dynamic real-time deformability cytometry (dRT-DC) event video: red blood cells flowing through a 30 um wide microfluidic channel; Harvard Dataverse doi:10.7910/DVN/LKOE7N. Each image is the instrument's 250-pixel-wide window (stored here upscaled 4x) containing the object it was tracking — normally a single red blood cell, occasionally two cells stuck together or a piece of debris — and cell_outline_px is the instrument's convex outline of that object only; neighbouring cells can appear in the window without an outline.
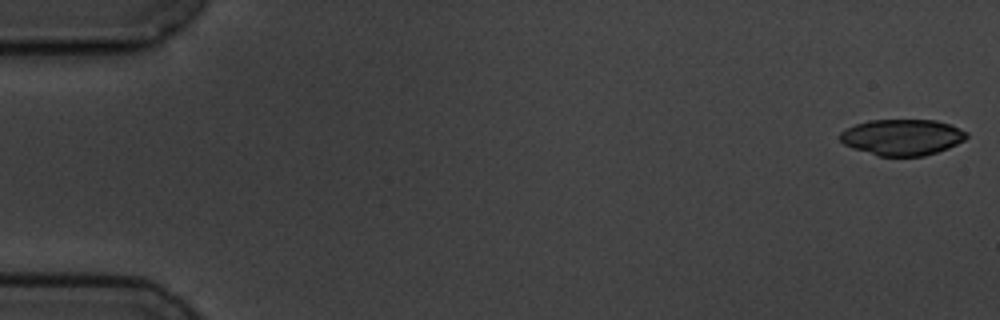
{"species": "common noctule bat (a hibernating species)", "species_latin": "Nyctalus noctula", "temperature_condition": "cold", "stored_images_in_passage": 5, "camera_frame_rate_fps": 3000, "um_per_image_px": 0.085, "animal": {"sex": "male", "body_mass_g": 19.5, "forearm_length_mm": 54.6}, "frame": {"image": 1, "passage_image": 1, "time_ms": 0.0, "image_size_px": [1000, 320], "cell_outline_px": [[968, 136], [964, 140], [948, 148], [924, 156], [880, 156], [852, 148], [844, 144], [840, 140], [840, 132], [856, 124], [868, 120], [936, 120], [952, 124], [968, 132]], "centroid_in_image_um": [76.71, 11.65], "position_along_channel_um": 8.3, "area_um2": 26.65}}
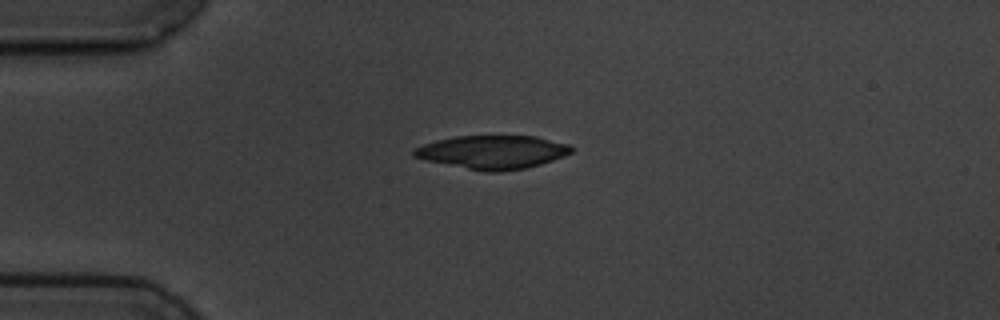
{"frame": {"image": 2, "passage_image": 4, "time_ms": 4.333, "image_size_px": [1000, 320], "cell_outline_px": [[576, 148], [572, 152], [564, 156], [540, 164], [524, 168], [496, 172], [484, 172], [428, 160], [412, 156], [412, 148], [436, 140], [456, 136], [536, 136], [568, 144]], "centroid_in_image_um": [41.88, 12.92], "position_along_channel_um": 43.1, "area_um2": 30.58}}